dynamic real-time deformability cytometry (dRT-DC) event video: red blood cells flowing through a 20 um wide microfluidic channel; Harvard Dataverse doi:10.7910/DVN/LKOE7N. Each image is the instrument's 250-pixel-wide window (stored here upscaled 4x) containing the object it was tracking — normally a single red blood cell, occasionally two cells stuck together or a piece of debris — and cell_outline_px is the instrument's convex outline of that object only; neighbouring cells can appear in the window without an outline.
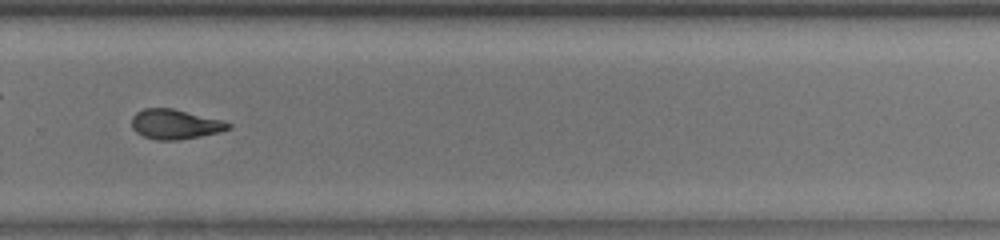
{"species": "common noctule bat (a hibernating species)", "species_latin": "Nyctalus noctula", "temperature_condition": "room temperature", "stored_images_in_passage": 51, "camera_frame_rate_fps": 3000, "um_per_image_px": 0.085, "animal": {"sex": "male", "body_mass_g": 13.0, "forearm_length_mm": 53.1}, "frame": {"image": 1, "passage_image": 37, "time_ms": 12.0, "image_size_px": [1000, 240], "cell_outline_px": [[232, 128], [220, 132], [200, 136], [176, 140], [156, 140], [144, 136], [136, 132], [132, 128], [132, 116], [136, 112], [144, 108], [172, 108], [220, 120], [232, 124]], "centroid_in_image_um": [14.86, 10.56], "position_along_channel_um": 314.9, "area_um2": 16.65}, "authors_computed_cell_mechanics": {"area_um2": 17.051, "velocity_mm_per_s": 3.9993, "shape_relaxation_time_tau1_ms": 3.9113, "shape_relaxation_time_tau2_ms": 7.5929, "deformation_change_tau1": 0.1644, "deformation_change_tau2": 0.0999}}